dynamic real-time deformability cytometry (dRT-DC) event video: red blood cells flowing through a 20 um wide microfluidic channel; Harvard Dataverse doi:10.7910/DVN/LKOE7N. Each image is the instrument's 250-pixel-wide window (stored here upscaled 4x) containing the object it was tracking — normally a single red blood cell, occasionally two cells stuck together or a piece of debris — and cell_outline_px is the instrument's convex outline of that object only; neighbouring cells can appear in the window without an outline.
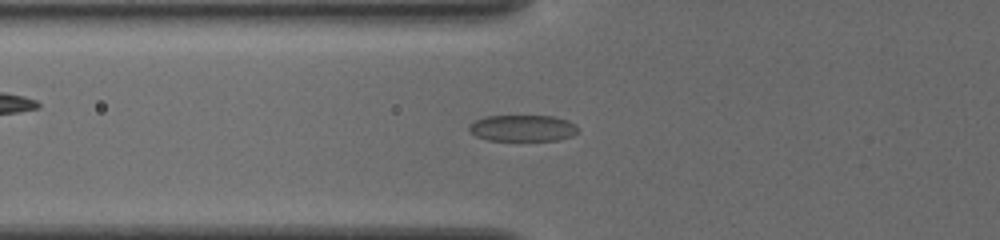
{"species": "common noctule bat (a hibernating species)", "species_latin": "Nyctalus noctula", "temperature_condition": "cold", "stored_images_in_passage": 45, "camera_frame_rate_fps": 3000, "um_per_image_px": 0.085, "animal": {"sex": "female", "body_mass_g": 19.5, "forearm_length_mm": 54.1}, "frame": {"image": 1, "passage_image": 12, "time_ms": 3.667, "image_size_px": [1000, 240], "cell_outline_px": [[580, 132], [572, 136], [560, 140], [488, 140], [476, 136], [468, 128], [468, 124], [484, 116], [552, 116], [568, 120], [580, 128]], "centroid_in_image_um": [44.47, 10.89], "position_along_channel_um": 81.3, "area_um2": 16.88}}
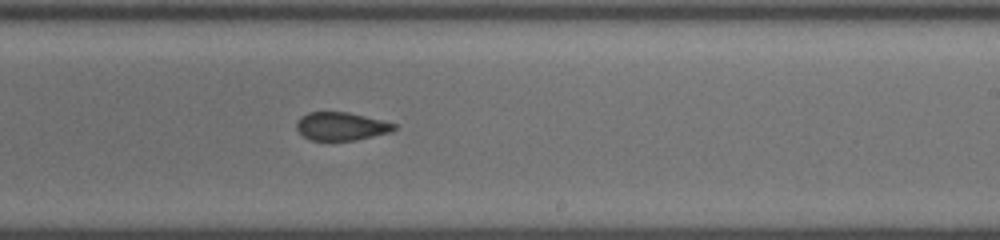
{"frame": {"image": 2, "passage_image": 26, "time_ms": 8.333, "image_size_px": [1000, 240], "cell_outline_px": [[396, 128], [392, 132], [356, 140], [308, 140], [296, 128], [296, 120], [300, 116], [308, 112], [348, 112], [384, 120], [396, 124]], "centroid_in_image_um": [29.0, 10.73], "position_along_channel_um": 260.0, "area_um2": 16.18}}
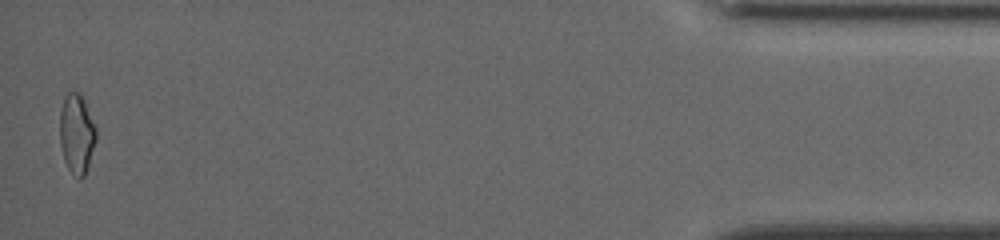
{"frame": {"image": 3, "passage_image": 45, "time_ms": 14.667, "image_size_px": [1000, 240], "cell_outline_px": [[96, 140], [84, 176], [80, 180], [68, 168], [64, 160], [60, 144], [60, 112], [64, 96], [68, 92], [80, 92], [84, 100], [96, 128]], "centroid_in_image_um": [6.51, 11.35], "position_along_channel_um": 428.7, "area_um2": 16.7}, "authors_computed_cell_mechanics": {"area_um2": 16.9932, "velocity_mm_per_s": 3.8217, "shape_relaxation_time_tau1_ms": null, "shape_relaxation_time_tau2_ms": 1.8013, "deformation_change_tau1": null, "deformation_change_tau2": 0.0685}}